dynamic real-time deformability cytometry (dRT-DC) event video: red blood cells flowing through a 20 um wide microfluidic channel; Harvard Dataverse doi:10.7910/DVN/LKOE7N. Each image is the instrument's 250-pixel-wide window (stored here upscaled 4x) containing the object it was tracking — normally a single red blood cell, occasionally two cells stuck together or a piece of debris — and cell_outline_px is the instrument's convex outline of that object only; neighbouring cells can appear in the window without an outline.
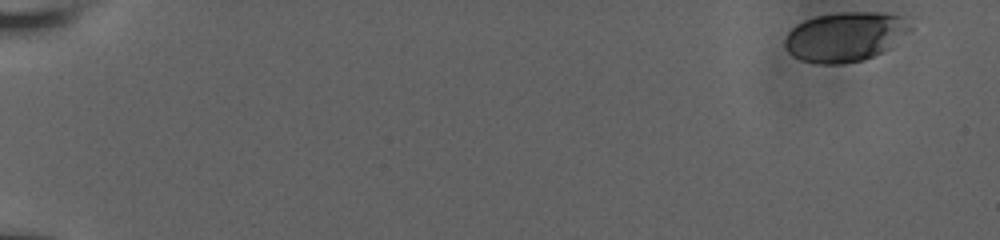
{"species": "human", "species_latin": "Homo sapiens", "temperature_condition": "room temperature", "stored_images_in_passage": 16, "camera_frame_rate_fps": 3000, "um_per_image_px": 0.085, "donor": {"sex": "male"}, "frame": {"image": 1, "passage_image": 1, "time_ms": 0.0, "image_size_px": [1000, 240], "cell_outline_px": [[912, 28], [892, 48], [864, 60], [840, 64], [820, 64], [800, 60], [792, 56], [788, 52], [784, 44], [784, 40], [788, 32], [796, 24], [804, 20], [816, 16], [844, 12], [884, 12], [900, 16]], "centroid_in_image_um": [71.82, 3.13], "position_along_channel_um": 13.2, "area_um2": 36.36}}
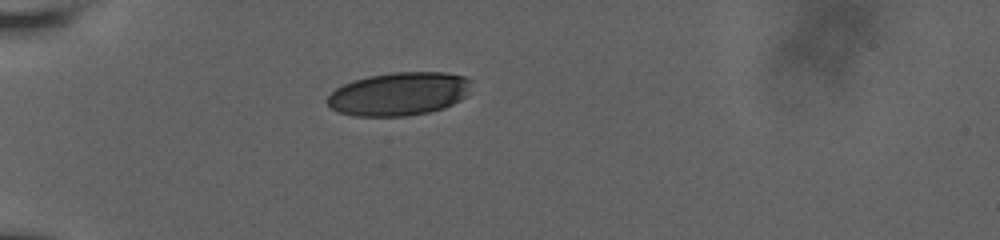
{"frame": {"image": 2, "passage_image": 12, "time_ms": 5.333, "image_size_px": [1000, 240], "cell_outline_px": [[472, 80], [464, 96], [460, 100], [444, 108], [428, 112], [404, 116], [356, 116], [336, 112], [324, 100], [336, 88], [352, 80], [368, 76], [392, 72], [448, 72], [464, 76]], "centroid_in_image_um": [33.88, 7.97], "position_along_channel_um": 51.1, "area_um2": 36.41}}
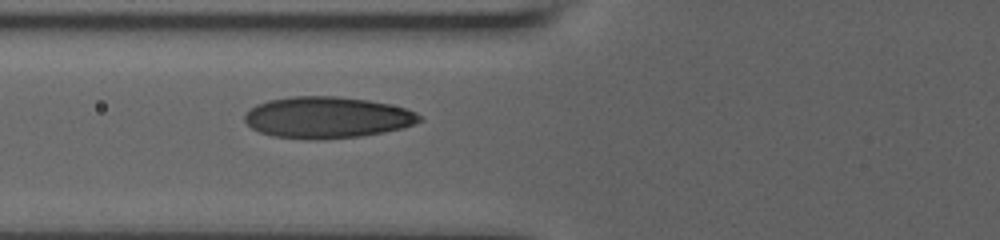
{"frame": {"image": 3, "passage_image": 16, "time_ms": 7.333, "image_size_px": [1000, 240], "cell_outline_px": [[424, 120], [404, 128], [360, 136], [272, 136], [260, 132], [252, 128], [244, 120], [244, 116], [256, 104], [268, 100], [292, 96], [336, 96], [368, 100], [388, 104], [404, 108], [416, 112]], "centroid_in_image_um": [27.84, 9.93], "position_along_channel_um": 98.0, "area_um2": 40.86}}